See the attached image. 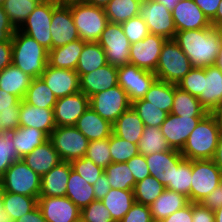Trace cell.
<instances>
[{
  "label": "cell",
  "instance_id": "03108f58",
  "mask_svg": "<svg viewBox=\"0 0 222 222\" xmlns=\"http://www.w3.org/2000/svg\"><path fill=\"white\" fill-rule=\"evenodd\" d=\"M194 2L206 17L211 20L216 15L221 0H194Z\"/></svg>",
  "mask_w": 222,
  "mask_h": 222
},
{
  "label": "cell",
  "instance_id": "30bf717a",
  "mask_svg": "<svg viewBox=\"0 0 222 222\" xmlns=\"http://www.w3.org/2000/svg\"><path fill=\"white\" fill-rule=\"evenodd\" d=\"M89 106L103 119L113 124L117 118L131 107L126 91L116 85L89 97Z\"/></svg>",
  "mask_w": 222,
  "mask_h": 222
},
{
  "label": "cell",
  "instance_id": "60d3db41",
  "mask_svg": "<svg viewBox=\"0 0 222 222\" xmlns=\"http://www.w3.org/2000/svg\"><path fill=\"white\" fill-rule=\"evenodd\" d=\"M169 149L171 148L163 136L160 127H144V131L138 143L139 154L146 156Z\"/></svg>",
  "mask_w": 222,
  "mask_h": 222
},
{
  "label": "cell",
  "instance_id": "44dd1931",
  "mask_svg": "<svg viewBox=\"0 0 222 222\" xmlns=\"http://www.w3.org/2000/svg\"><path fill=\"white\" fill-rule=\"evenodd\" d=\"M171 13L176 31L205 29L212 26L211 21L194 0H181Z\"/></svg>",
  "mask_w": 222,
  "mask_h": 222
},
{
  "label": "cell",
  "instance_id": "681fc988",
  "mask_svg": "<svg viewBox=\"0 0 222 222\" xmlns=\"http://www.w3.org/2000/svg\"><path fill=\"white\" fill-rule=\"evenodd\" d=\"M110 137L107 139L90 141L85 157L91 159L97 166L105 169L112 163L110 155Z\"/></svg>",
  "mask_w": 222,
  "mask_h": 222
},
{
  "label": "cell",
  "instance_id": "9c48e42d",
  "mask_svg": "<svg viewBox=\"0 0 222 222\" xmlns=\"http://www.w3.org/2000/svg\"><path fill=\"white\" fill-rule=\"evenodd\" d=\"M57 4L53 0H42L34 11L18 28L19 31L35 39L47 50L52 49L51 22L53 8Z\"/></svg>",
  "mask_w": 222,
  "mask_h": 222
},
{
  "label": "cell",
  "instance_id": "6f0895ef",
  "mask_svg": "<svg viewBox=\"0 0 222 222\" xmlns=\"http://www.w3.org/2000/svg\"><path fill=\"white\" fill-rule=\"evenodd\" d=\"M16 28L10 22L3 5H0V42H12Z\"/></svg>",
  "mask_w": 222,
  "mask_h": 222
},
{
  "label": "cell",
  "instance_id": "277c9868",
  "mask_svg": "<svg viewBox=\"0 0 222 222\" xmlns=\"http://www.w3.org/2000/svg\"><path fill=\"white\" fill-rule=\"evenodd\" d=\"M191 69L190 60L180 46L173 39H167L155 70L157 80L177 85Z\"/></svg>",
  "mask_w": 222,
  "mask_h": 222
},
{
  "label": "cell",
  "instance_id": "f1b7e54d",
  "mask_svg": "<svg viewBox=\"0 0 222 222\" xmlns=\"http://www.w3.org/2000/svg\"><path fill=\"white\" fill-rule=\"evenodd\" d=\"M190 203L188 197L178 192L165 189L156 200L149 205L152 220L158 222Z\"/></svg>",
  "mask_w": 222,
  "mask_h": 222
},
{
  "label": "cell",
  "instance_id": "f6af8a7d",
  "mask_svg": "<svg viewBox=\"0 0 222 222\" xmlns=\"http://www.w3.org/2000/svg\"><path fill=\"white\" fill-rule=\"evenodd\" d=\"M131 107L135 110L146 127H161V124L168 116L167 112L152 105V103L143 98L131 102Z\"/></svg>",
  "mask_w": 222,
  "mask_h": 222
},
{
  "label": "cell",
  "instance_id": "2e32d148",
  "mask_svg": "<svg viewBox=\"0 0 222 222\" xmlns=\"http://www.w3.org/2000/svg\"><path fill=\"white\" fill-rule=\"evenodd\" d=\"M38 207L47 222H78L81 209L68 197L39 196Z\"/></svg>",
  "mask_w": 222,
  "mask_h": 222
},
{
  "label": "cell",
  "instance_id": "9a60e30c",
  "mask_svg": "<svg viewBox=\"0 0 222 222\" xmlns=\"http://www.w3.org/2000/svg\"><path fill=\"white\" fill-rule=\"evenodd\" d=\"M203 117L177 116L169 113L160 129L170 148L181 151L187 138Z\"/></svg>",
  "mask_w": 222,
  "mask_h": 222
},
{
  "label": "cell",
  "instance_id": "1f68e13d",
  "mask_svg": "<svg viewBox=\"0 0 222 222\" xmlns=\"http://www.w3.org/2000/svg\"><path fill=\"white\" fill-rule=\"evenodd\" d=\"M114 222H120L135 203L133 190L111 188L101 200Z\"/></svg>",
  "mask_w": 222,
  "mask_h": 222
},
{
  "label": "cell",
  "instance_id": "e7e4bbea",
  "mask_svg": "<svg viewBox=\"0 0 222 222\" xmlns=\"http://www.w3.org/2000/svg\"><path fill=\"white\" fill-rule=\"evenodd\" d=\"M111 186L108 182L106 174L103 172L93 184V191L96 200H102L105 195L110 191Z\"/></svg>",
  "mask_w": 222,
  "mask_h": 222
},
{
  "label": "cell",
  "instance_id": "74e56055",
  "mask_svg": "<svg viewBox=\"0 0 222 222\" xmlns=\"http://www.w3.org/2000/svg\"><path fill=\"white\" fill-rule=\"evenodd\" d=\"M170 113L177 116H205L208 114L197 97L179 87L174 90L173 106Z\"/></svg>",
  "mask_w": 222,
  "mask_h": 222
},
{
  "label": "cell",
  "instance_id": "a7ac6f4b",
  "mask_svg": "<svg viewBox=\"0 0 222 222\" xmlns=\"http://www.w3.org/2000/svg\"><path fill=\"white\" fill-rule=\"evenodd\" d=\"M17 222H47L38 205L30 212L21 216Z\"/></svg>",
  "mask_w": 222,
  "mask_h": 222
},
{
  "label": "cell",
  "instance_id": "f5cc1de1",
  "mask_svg": "<svg viewBox=\"0 0 222 222\" xmlns=\"http://www.w3.org/2000/svg\"><path fill=\"white\" fill-rule=\"evenodd\" d=\"M121 26L131 44L143 40L149 34L146 22L139 15L121 23Z\"/></svg>",
  "mask_w": 222,
  "mask_h": 222
},
{
  "label": "cell",
  "instance_id": "ee69618b",
  "mask_svg": "<svg viewBox=\"0 0 222 222\" xmlns=\"http://www.w3.org/2000/svg\"><path fill=\"white\" fill-rule=\"evenodd\" d=\"M42 0H5L3 7L10 22L18 29Z\"/></svg>",
  "mask_w": 222,
  "mask_h": 222
},
{
  "label": "cell",
  "instance_id": "2644e50d",
  "mask_svg": "<svg viewBox=\"0 0 222 222\" xmlns=\"http://www.w3.org/2000/svg\"><path fill=\"white\" fill-rule=\"evenodd\" d=\"M210 21L214 28H222V0L217 9L216 15Z\"/></svg>",
  "mask_w": 222,
  "mask_h": 222
},
{
  "label": "cell",
  "instance_id": "d590c367",
  "mask_svg": "<svg viewBox=\"0 0 222 222\" xmlns=\"http://www.w3.org/2000/svg\"><path fill=\"white\" fill-rule=\"evenodd\" d=\"M3 203L4 211L7 213L11 222H17L21 216L32 211L38 205V199L3 191Z\"/></svg>",
  "mask_w": 222,
  "mask_h": 222
},
{
  "label": "cell",
  "instance_id": "bcb514c9",
  "mask_svg": "<svg viewBox=\"0 0 222 222\" xmlns=\"http://www.w3.org/2000/svg\"><path fill=\"white\" fill-rule=\"evenodd\" d=\"M191 180L192 160L185 159L179 166H174L172 182L168 183L166 189L183 194L189 199Z\"/></svg>",
  "mask_w": 222,
  "mask_h": 222
},
{
  "label": "cell",
  "instance_id": "4dcf8cb0",
  "mask_svg": "<svg viewBox=\"0 0 222 222\" xmlns=\"http://www.w3.org/2000/svg\"><path fill=\"white\" fill-rule=\"evenodd\" d=\"M32 79L21 69L11 64L0 72V89L23 100Z\"/></svg>",
  "mask_w": 222,
  "mask_h": 222
},
{
  "label": "cell",
  "instance_id": "e575fe53",
  "mask_svg": "<svg viewBox=\"0 0 222 222\" xmlns=\"http://www.w3.org/2000/svg\"><path fill=\"white\" fill-rule=\"evenodd\" d=\"M49 137L41 130L33 127L19 126L16 129L13 143L17 155L22 158L24 155L31 153L34 148L41 146Z\"/></svg>",
  "mask_w": 222,
  "mask_h": 222
},
{
  "label": "cell",
  "instance_id": "5b68a950",
  "mask_svg": "<svg viewBox=\"0 0 222 222\" xmlns=\"http://www.w3.org/2000/svg\"><path fill=\"white\" fill-rule=\"evenodd\" d=\"M3 191L39 198L41 177L19 159L12 163L0 178Z\"/></svg>",
  "mask_w": 222,
  "mask_h": 222
},
{
  "label": "cell",
  "instance_id": "e0dca14e",
  "mask_svg": "<svg viewBox=\"0 0 222 222\" xmlns=\"http://www.w3.org/2000/svg\"><path fill=\"white\" fill-rule=\"evenodd\" d=\"M89 107V97L83 92L57 98L54 105V119L56 126H75L78 118Z\"/></svg>",
  "mask_w": 222,
  "mask_h": 222
},
{
  "label": "cell",
  "instance_id": "34e18365",
  "mask_svg": "<svg viewBox=\"0 0 222 222\" xmlns=\"http://www.w3.org/2000/svg\"><path fill=\"white\" fill-rule=\"evenodd\" d=\"M158 3L163 4L167 10L171 11L178 5L181 0H155Z\"/></svg>",
  "mask_w": 222,
  "mask_h": 222
},
{
  "label": "cell",
  "instance_id": "484cf974",
  "mask_svg": "<svg viewBox=\"0 0 222 222\" xmlns=\"http://www.w3.org/2000/svg\"><path fill=\"white\" fill-rule=\"evenodd\" d=\"M21 159L40 177L62 162L49 139L41 146L34 148L31 153L24 155Z\"/></svg>",
  "mask_w": 222,
  "mask_h": 222
},
{
  "label": "cell",
  "instance_id": "979ff035",
  "mask_svg": "<svg viewBox=\"0 0 222 222\" xmlns=\"http://www.w3.org/2000/svg\"><path fill=\"white\" fill-rule=\"evenodd\" d=\"M220 29V31H221V36H222V28H219ZM220 54H222V47H221V49H220V52H219Z\"/></svg>",
  "mask_w": 222,
  "mask_h": 222
},
{
  "label": "cell",
  "instance_id": "ffe728a7",
  "mask_svg": "<svg viewBox=\"0 0 222 222\" xmlns=\"http://www.w3.org/2000/svg\"><path fill=\"white\" fill-rule=\"evenodd\" d=\"M40 77L57 98L80 91L79 75L76 70L55 68L47 65Z\"/></svg>",
  "mask_w": 222,
  "mask_h": 222
},
{
  "label": "cell",
  "instance_id": "5bb4252c",
  "mask_svg": "<svg viewBox=\"0 0 222 222\" xmlns=\"http://www.w3.org/2000/svg\"><path fill=\"white\" fill-rule=\"evenodd\" d=\"M167 39L155 34H148L143 40L130 46V64L154 72L157 67L161 49Z\"/></svg>",
  "mask_w": 222,
  "mask_h": 222
},
{
  "label": "cell",
  "instance_id": "f35d334b",
  "mask_svg": "<svg viewBox=\"0 0 222 222\" xmlns=\"http://www.w3.org/2000/svg\"><path fill=\"white\" fill-rule=\"evenodd\" d=\"M26 103L40 108H54L57 97L41 77L32 79L23 99Z\"/></svg>",
  "mask_w": 222,
  "mask_h": 222
},
{
  "label": "cell",
  "instance_id": "2a66077c",
  "mask_svg": "<svg viewBox=\"0 0 222 222\" xmlns=\"http://www.w3.org/2000/svg\"><path fill=\"white\" fill-rule=\"evenodd\" d=\"M215 222H222V206L214 211Z\"/></svg>",
  "mask_w": 222,
  "mask_h": 222
},
{
  "label": "cell",
  "instance_id": "b9fcfbb0",
  "mask_svg": "<svg viewBox=\"0 0 222 222\" xmlns=\"http://www.w3.org/2000/svg\"><path fill=\"white\" fill-rule=\"evenodd\" d=\"M217 117L220 128L222 129V106L214 112Z\"/></svg>",
  "mask_w": 222,
  "mask_h": 222
},
{
  "label": "cell",
  "instance_id": "deb4b68c",
  "mask_svg": "<svg viewBox=\"0 0 222 222\" xmlns=\"http://www.w3.org/2000/svg\"><path fill=\"white\" fill-rule=\"evenodd\" d=\"M5 0H0V5H3Z\"/></svg>",
  "mask_w": 222,
  "mask_h": 222
},
{
  "label": "cell",
  "instance_id": "753ad0ef",
  "mask_svg": "<svg viewBox=\"0 0 222 222\" xmlns=\"http://www.w3.org/2000/svg\"><path fill=\"white\" fill-rule=\"evenodd\" d=\"M58 6L70 7L77 4H84L86 0H53Z\"/></svg>",
  "mask_w": 222,
  "mask_h": 222
},
{
  "label": "cell",
  "instance_id": "680465c9",
  "mask_svg": "<svg viewBox=\"0 0 222 222\" xmlns=\"http://www.w3.org/2000/svg\"><path fill=\"white\" fill-rule=\"evenodd\" d=\"M19 127V109L0 111V129H17Z\"/></svg>",
  "mask_w": 222,
  "mask_h": 222
},
{
  "label": "cell",
  "instance_id": "7a4b0ae2",
  "mask_svg": "<svg viewBox=\"0 0 222 222\" xmlns=\"http://www.w3.org/2000/svg\"><path fill=\"white\" fill-rule=\"evenodd\" d=\"M220 130L215 114H206L193 129L180 153L187 160L213 159Z\"/></svg>",
  "mask_w": 222,
  "mask_h": 222
},
{
  "label": "cell",
  "instance_id": "d4e9b609",
  "mask_svg": "<svg viewBox=\"0 0 222 222\" xmlns=\"http://www.w3.org/2000/svg\"><path fill=\"white\" fill-rule=\"evenodd\" d=\"M72 169L70 162L62 161L41 177V192L39 196L64 197Z\"/></svg>",
  "mask_w": 222,
  "mask_h": 222
},
{
  "label": "cell",
  "instance_id": "91938a15",
  "mask_svg": "<svg viewBox=\"0 0 222 222\" xmlns=\"http://www.w3.org/2000/svg\"><path fill=\"white\" fill-rule=\"evenodd\" d=\"M192 222H215L214 211L200 203H192Z\"/></svg>",
  "mask_w": 222,
  "mask_h": 222
},
{
  "label": "cell",
  "instance_id": "f907efd6",
  "mask_svg": "<svg viewBox=\"0 0 222 222\" xmlns=\"http://www.w3.org/2000/svg\"><path fill=\"white\" fill-rule=\"evenodd\" d=\"M70 163L72 169L82 176L90 185H93L97 178L104 172L102 167L97 166L91 159L85 156L72 160Z\"/></svg>",
  "mask_w": 222,
  "mask_h": 222
},
{
  "label": "cell",
  "instance_id": "89a4df30",
  "mask_svg": "<svg viewBox=\"0 0 222 222\" xmlns=\"http://www.w3.org/2000/svg\"><path fill=\"white\" fill-rule=\"evenodd\" d=\"M213 161L222 172V129L220 130V133H219L218 144H217L215 155L213 157Z\"/></svg>",
  "mask_w": 222,
  "mask_h": 222
},
{
  "label": "cell",
  "instance_id": "be15d7a7",
  "mask_svg": "<svg viewBox=\"0 0 222 222\" xmlns=\"http://www.w3.org/2000/svg\"><path fill=\"white\" fill-rule=\"evenodd\" d=\"M20 103L21 100L17 96L0 89V111L20 109Z\"/></svg>",
  "mask_w": 222,
  "mask_h": 222
},
{
  "label": "cell",
  "instance_id": "8c879c8a",
  "mask_svg": "<svg viewBox=\"0 0 222 222\" xmlns=\"http://www.w3.org/2000/svg\"><path fill=\"white\" fill-rule=\"evenodd\" d=\"M0 222H11L7 213L4 211L3 190L0 184Z\"/></svg>",
  "mask_w": 222,
  "mask_h": 222
},
{
  "label": "cell",
  "instance_id": "3957f363",
  "mask_svg": "<svg viewBox=\"0 0 222 222\" xmlns=\"http://www.w3.org/2000/svg\"><path fill=\"white\" fill-rule=\"evenodd\" d=\"M49 50L16 29L12 38V64L30 77L42 75L48 65Z\"/></svg>",
  "mask_w": 222,
  "mask_h": 222
},
{
  "label": "cell",
  "instance_id": "cb8c5ba5",
  "mask_svg": "<svg viewBox=\"0 0 222 222\" xmlns=\"http://www.w3.org/2000/svg\"><path fill=\"white\" fill-rule=\"evenodd\" d=\"M19 126L36 128L49 137L56 128L53 108H40L21 100Z\"/></svg>",
  "mask_w": 222,
  "mask_h": 222
},
{
  "label": "cell",
  "instance_id": "db71d44e",
  "mask_svg": "<svg viewBox=\"0 0 222 222\" xmlns=\"http://www.w3.org/2000/svg\"><path fill=\"white\" fill-rule=\"evenodd\" d=\"M177 86L181 90L198 98L202 93V68L192 67V69L182 78Z\"/></svg>",
  "mask_w": 222,
  "mask_h": 222
},
{
  "label": "cell",
  "instance_id": "7c38bea8",
  "mask_svg": "<svg viewBox=\"0 0 222 222\" xmlns=\"http://www.w3.org/2000/svg\"><path fill=\"white\" fill-rule=\"evenodd\" d=\"M139 16L146 22L149 33L174 39L176 27L171 11L155 0L140 3Z\"/></svg>",
  "mask_w": 222,
  "mask_h": 222
},
{
  "label": "cell",
  "instance_id": "ac0fdd59",
  "mask_svg": "<svg viewBox=\"0 0 222 222\" xmlns=\"http://www.w3.org/2000/svg\"><path fill=\"white\" fill-rule=\"evenodd\" d=\"M198 100L208 113L222 106V71L216 65L202 68V93Z\"/></svg>",
  "mask_w": 222,
  "mask_h": 222
},
{
  "label": "cell",
  "instance_id": "52a82bcc",
  "mask_svg": "<svg viewBox=\"0 0 222 222\" xmlns=\"http://www.w3.org/2000/svg\"><path fill=\"white\" fill-rule=\"evenodd\" d=\"M222 182V172L213 159L192 160L189 201L200 203Z\"/></svg>",
  "mask_w": 222,
  "mask_h": 222
},
{
  "label": "cell",
  "instance_id": "f546056e",
  "mask_svg": "<svg viewBox=\"0 0 222 222\" xmlns=\"http://www.w3.org/2000/svg\"><path fill=\"white\" fill-rule=\"evenodd\" d=\"M85 43L84 40L77 39L65 46L49 50L48 65L55 68L76 70Z\"/></svg>",
  "mask_w": 222,
  "mask_h": 222
},
{
  "label": "cell",
  "instance_id": "d6a6232c",
  "mask_svg": "<svg viewBox=\"0 0 222 222\" xmlns=\"http://www.w3.org/2000/svg\"><path fill=\"white\" fill-rule=\"evenodd\" d=\"M66 197H68L79 209L88 206L95 201L93 185L82 178L75 170H70L67 183Z\"/></svg>",
  "mask_w": 222,
  "mask_h": 222
},
{
  "label": "cell",
  "instance_id": "8fae6325",
  "mask_svg": "<svg viewBox=\"0 0 222 222\" xmlns=\"http://www.w3.org/2000/svg\"><path fill=\"white\" fill-rule=\"evenodd\" d=\"M98 43L105 51L109 64L116 67L130 64L129 50L131 43L125 36L121 24L109 22Z\"/></svg>",
  "mask_w": 222,
  "mask_h": 222
},
{
  "label": "cell",
  "instance_id": "6da1fadb",
  "mask_svg": "<svg viewBox=\"0 0 222 222\" xmlns=\"http://www.w3.org/2000/svg\"><path fill=\"white\" fill-rule=\"evenodd\" d=\"M190 60L192 67L215 65L222 47L219 28L177 31L173 39Z\"/></svg>",
  "mask_w": 222,
  "mask_h": 222
},
{
  "label": "cell",
  "instance_id": "c3c4849f",
  "mask_svg": "<svg viewBox=\"0 0 222 222\" xmlns=\"http://www.w3.org/2000/svg\"><path fill=\"white\" fill-rule=\"evenodd\" d=\"M110 155L113 163L127 162L139 154L138 144L131 143L112 133L110 136Z\"/></svg>",
  "mask_w": 222,
  "mask_h": 222
},
{
  "label": "cell",
  "instance_id": "ba28073f",
  "mask_svg": "<svg viewBox=\"0 0 222 222\" xmlns=\"http://www.w3.org/2000/svg\"><path fill=\"white\" fill-rule=\"evenodd\" d=\"M49 140L65 162L84 157L90 142L75 126H56Z\"/></svg>",
  "mask_w": 222,
  "mask_h": 222
},
{
  "label": "cell",
  "instance_id": "9f6ffc18",
  "mask_svg": "<svg viewBox=\"0 0 222 222\" xmlns=\"http://www.w3.org/2000/svg\"><path fill=\"white\" fill-rule=\"evenodd\" d=\"M127 165L132 172V175L135 179V182L143 180L147 176L150 175L149 168L146 163L145 156L142 154H138L128 160Z\"/></svg>",
  "mask_w": 222,
  "mask_h": 222
},
{
  "label": "cell",
  "instance_id": "ab89813d",
  "mask_svg": "<svg viewBox=\"0 0 222 222\" xmlns=\"http://www.w3.org/2000/svg\"><path fill=\"white\" fill-rule=\"evenodd\" d=\"M139 0H111L104 8L109 22L121 24L139 15Z\"/></svg>",
  "mask_w": 222,
  "mask_h": 222
},
{
  "label": "cell",
  "instance_id": "7402d4cb",
  "mask_svg": "<svg viewBox=\"0 0 222 222\" xmlns=\"http://www.w3.org/2000/svg\"><path fill=\"white\" fill-rule=\"evenodd\" d=\"M145 159L150 175L165 187L172 182L174 166H179L185 160L180 151L174 149L146 155Z\"/></svg>",
  "mask_w": 222,
  "mask_h": 222
},
{
  "label": "cell",
  "instance_id": "94428289",
  "mask_svg": "<svg viewBox=\"0 0 222 222\" xmlns=\"http://www.w3.org/2000/svg\"><path fill=\"white\" fill-rule=\"evenodd\" d=\"M200 204L203 207H207L213 211L221 207L222 206V182L208 196L203 198Z\"/></svg>",
  "mask_w": 222,
  "mask_h": 222
},
{
  "label": "cell",
  "instance_id": "8d00e7d4",
  "mask_svg": "<svg viewBox=\"0 0 222 222\" xmlns=\"http://www.w3.org/2000/svg\"><path fill=\"white\" fill-rule=\"evenodd\" d=\"M177 87L175 84L156 79L143 99L169 114L173 106L174 90Z\"/></svg>",
  "mask_w": 222,
  "mask_h": 222
},
{
  "label": "cell",
  "instance_id": "09005b40",
  "mask_svg": "<svg viewBox=\"0 0 222 222\" xmlns=\"http://www.w3.org/2000/svg\"><path fill=\"white\" fill-rule=\"evenodd\" d=\"M215 65L222 71V54L217 55L216 63Z\"/></svg>",
  "mask_w": 222,
  "mask_h": 222
},
{
  "label": "cell",
  "instance_id": "003e7915",
  "mask_svg": "<svg viewBox=\"0 0 222 222\" xmlns=\"http://www.w3.org/2000/svg\"><path fill=\"white\" fill-rule=\"evenodd\" d=\"M12 64V42H0V72Z\"/></svg>",
  "mask_w": 222,
  "mask_h": 222
},
{
  "label": "cell",
  "instance_id": "11a10c76",
  "mask_svg": "<svg viewBox=\"0 0 222 222\" xmlns=\"http://www.w3.org/2000/svg\"><path fill=\"white\" fill-rule=\"evenodd\" d=\"M120 222H154L150 207L135 202Z\"/></svg>",
  "mask_w": 222,
  "mask_h": 222
},
{
  "label": "cell",
  "instance_id": "6125c7cd",
  "mask_svg": "<svg viewBox=\"0 0 222 222\" xmlns=\"http://www.w3.org/2000/svg\"><path fill=\"white\" fill-rule=\"evenodd\" d=\"M158 222H192V202Z\"/></svg>",
  "mask_w": 222,
  "mask_h": 222
},
{
  "label": "cell",
  "instance_id": "836d02e7",
  "mask_svg": "<svg viewBox=\"0 0 222 222\" xmlns=\"http://www.w3.org/2000/svg\"><path fill=\"white\" fill-rule=\"evenodd\" d=\"M108 64L105 51L98 42H86L79 56L76 72L79 78Z\"/></svg>",
  "mask_w": 222,
  "mask_h": 222
},
{
  "label": "cell",
  "instance_id": "816d5d0a",
  "mask_svg": "<svg viewBox=\"0 0 222 222\" xmlns=\"http://www.w3.org/2000/svg\"><path fill=\"white\" fill-rule=\"evenodd\" d=\"M80 220L82 222H114L109 210L102 201H92L88 206L81 209Z\"/></svg>",
  "mask_w": 222,
  "mask_h": 222
},
{
  "label": "cell",
  "instance_id": "7bdbcfd3",
  "mask_svg": "<svg viewBox=\"0 0 222 222\" xmlns=\"http://www.w3.org/2000/svg\"><path fill=\"white\" fill-rule=\"evenodd\" d=\"M165 189L160 181L149 175L135 184L133 189L135 202L149 206Z\"/></svg>",
  "mask_w": 222,
  "mask_h": 222
},
{
  "label": "cell",
  "instance_id": "4fadbf2b",
  "mask_svg": "<svg viewBox=\"0 0 222 222\" xmlns=\"http://www.w3.org/2000/svg\"><path fill=\"white\" fill-rule=\"evenodd\" d=\"M156 79L154 72L132 64L118 67V85L126 91L130 102L143 98Z\"/></svg>",
  "mask_w": 222,
  "mask_h": 222
},
{
  "label": "cell",
  "instance_id": "d6986e66",
  "mask_svg": "<svg viewBox=\"0 0 222 222\" xmlns=\"http://www.w3.org/2000/svg\"><path fill=\"white\" fill-rule=\"evenodd\" d=\"M50 30L52 49L80 39L70 7L56 5L53 8Z\"/></svg>",
  "mask_w": 222,
  "mask_h": 222
},
{
  "label": "cell",
  "instance_id": "83f0119b",
  "mask_svg": "<svg viewBox=\"0 0 222 222\" xmlns=\"http://www.w3.org/2000/svg\"><path fill=\"white\" fill-rule=\"evenodd\" d=\"M144 127L145 125L141 118L135 110L130 107L112 124V133L131 143L138 144L144 131Z\"/></svg>",
  "mask_w": 222,
  "mask_h": 222
},
{
  "label": "cell",
  "instance_id": "603a6c76",
  "mask_svg": "<svg viewBox=\"0 0 222 222\" xmlns=\"http://www.w3.org/2000/svg\"><path fill=\"white\" fill-rule=\"evenodd\" d=\"M80 91L87 97L118 85V67L106 64L79 78Z\"/></svg>",
  "mask_w": 222,
  "mask_h": 222
},
{
  "label": "cell",
  "instance_id": "b9f144b4",
  "mask_svg": "<svg viewBox=\"0 0 222 222\" xmlns=\"http://www.w3.org/2000/svg\"><path fill=\"white\" fill-rule=\"evenodd\" d=\"M111 188L120 190H133L135 179L126 162L111 163L105 169Z\"/></svg>",
  "mask_w": 222,
  "mask_h": 222
},
{
  "label": "cell",
  "instance_id": "7dc6e473",
  "mask_svg": "<svg viewBox=\"0 0 222 222\" xmlns=\"http://www.w3.org/2000/svg\"><path fill=\"white\" fill-rule=\"evenodd\" d=\"M15 132L16 129H6L0 134V178L13 162L21 159L17 155V151L13 143Z\"/></svg>",
  "mask_w": 222,
  "mask_h": 222
},
{
  "label": "cell",
  "instance_id": "4316f807",
  "mask_svg": "<svg viewBox=\"0 0 222 222\" xmlns=\"http://www.w3.org/2000/svg\"><path fill=\"white\" fill-rule=\"evenodd\" d=\"M75 127L89 141L107 139L112 135V124L103 119L90 106L78 118Z\"/></svg>",
  "mask_w": 222,
  "mask_h": 222
},
{
  "label": "cell",
  "instance_id": "11e5206c",
  "mask_svg": "<svg viewBox=\"0 0 222 222\" xmlns=\"http://www.w3.org/2000/svg\"><path fill=\"white\" fill-rule=\"evenodd\" d=\"M111 0H86L87 4L94 5L97 7L105 8V6L110 2Z\"/></svg>",
  "mask_w": 222,
  "mask_h": 222
},
{
  "label": "cell",
  "instance_id": "8992f818",
  "mask_svg": "<svg viewBox=\"0 0 222 222\" xmlns=\"http://www.w3.org/2000/svg\"><path fill=\"white\" fill-rule=\"evenodd\" d=\"M79 38L85 42H98L109 23L105 10L87 3L70 6Z\"/></svg>",
  "mask_w": 222,
  "mask_h": 222
}]
</instances>
